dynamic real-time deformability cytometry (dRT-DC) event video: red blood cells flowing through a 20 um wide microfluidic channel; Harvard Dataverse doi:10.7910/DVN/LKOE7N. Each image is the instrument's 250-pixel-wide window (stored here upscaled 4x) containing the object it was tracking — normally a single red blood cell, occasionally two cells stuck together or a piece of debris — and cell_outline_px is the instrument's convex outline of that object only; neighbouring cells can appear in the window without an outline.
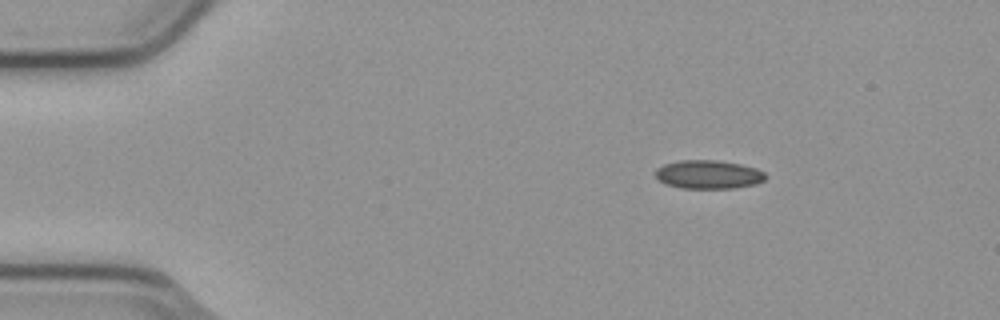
{"species": "common noctule bat (a hibernating species)", "species_latin": "Nyctalus noctula", "temperature_condition": "cold", "stored_images_in_passage": 3, "camera_frame_rate_fps": 3000, "um_per_image_px": 0.085, "animal": {"sex": "male", "body_mass_g": 23.1, "forearm_length_mm": 52.7}, "frame": {"image": 1, "passage_image": 1, "time_ms": 0.0, "image_size_px": [1000, 320], "cell_outline_px": [[768, 176], [764, 180], [756, 184], [736, 188], [680, 188], [664, 184], [656, 176], [656, 168], [664, 164], [680, 160], [716, 160], [740, 164], [756, 168], [764, 172]], "centroid_in_image_um": [60.23, 14.83], "position_along_channel_um": 24.8, "area_um2": 18.44}}
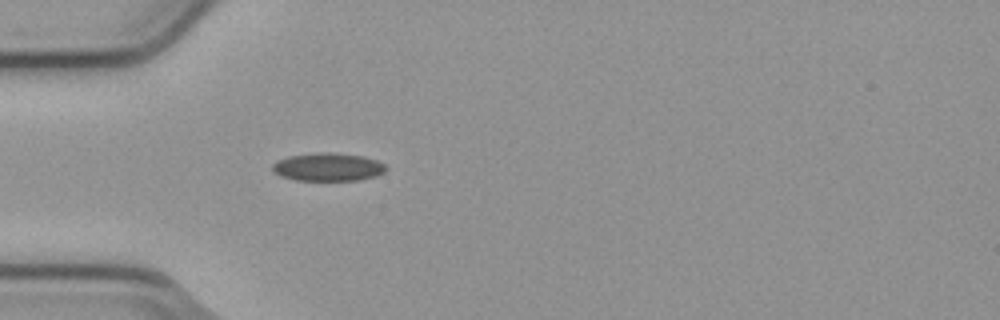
{"frame": {"image": 2, "passage_image": 3, "time_ms": 0.667, "image_size_px": [1000, 320], "cell_outline_px": [[388, 168], [384, 172], [376, 176], [356, 180], [296, 180], [280, 176], [272, 168], [272, 164], [288, 156], [316, 152], [328, 152], [364, 156], [376, 160], [384, 164]], "centroid_in_image_um": [27.9, 14.19], "position_along_channel_um": 57.1, "area_um2": 18.5}}